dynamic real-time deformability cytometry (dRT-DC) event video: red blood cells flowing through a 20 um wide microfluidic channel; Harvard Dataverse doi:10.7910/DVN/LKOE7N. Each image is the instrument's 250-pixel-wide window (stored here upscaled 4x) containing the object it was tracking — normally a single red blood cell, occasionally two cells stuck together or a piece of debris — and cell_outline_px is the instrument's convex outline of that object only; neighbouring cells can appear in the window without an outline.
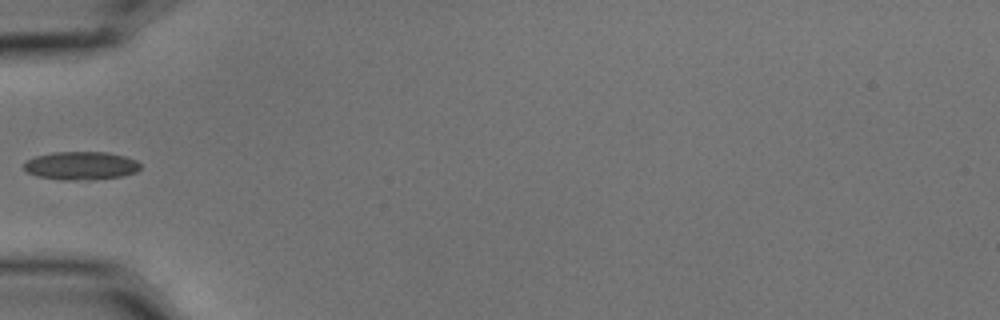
{"species": "common noctule bat (a hibernating species)", "species_latin": "Nyctalus noctula", "temperature_condition": "cold", "stored_images_in_passage": 33, "camera_frame_rate_fps": 3000, "um_per_image_px": 0.085, "animal": {"sex": "male", "body_mass_g": 15.6}, "frame": {"image": 1, "passage_image": 1, "time_ms": 0.0, "image_size_px": [1000, 320], "cell_outline_px": [[140, 168], [136, 172], [124, 176], [92, 180], [60, 180], [36, 176], [28, 172], [24, 168], [24, 160], [36, 156], [52, 152], [108, 152], [124, 156], [136, 160], [140, 164]], "centroid_in_image_um": [6.87, 14.09], "position_along_channel_um": 78.1, "area_um2": 19.42}}
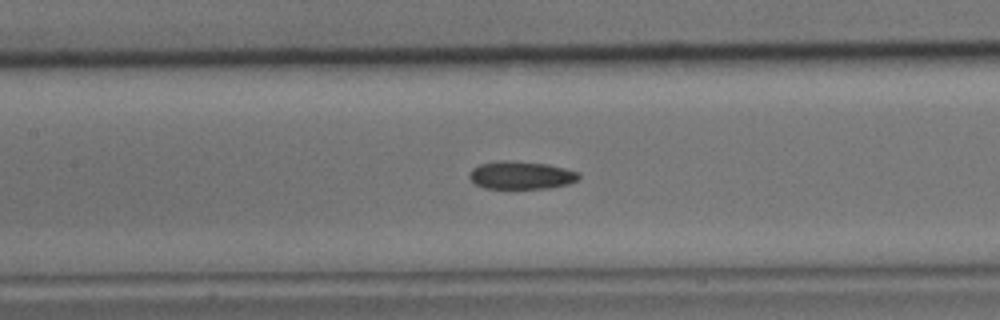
{"frame": {"image": 2, "passage_image": 8, "time_ms": 2.333, "image_size_px": [1000, 320], "cell_outline_px": [[580, 180], [568, 184], [548, 188], [484, 188], [476, 184], [468, 176], [472, 168], [480, 164], [496, 160], [512, 160], [548, 164], [580, 172]], "centroid_in_image_um": [44.31, 14.88], "position_along_channel_um": 163.1, "area_um2": 17.98}}
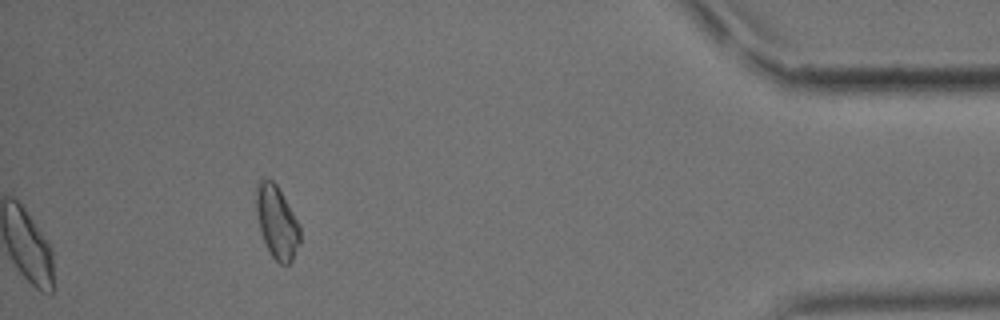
{"frame": {"image": 3, "passage_image": 33, "time_ms": 10.667, "image_size_px": [1000, 320], "cell_outline_px": [[300, 244], [292, 260], [288, 264], [280, 264], [272, 256], [260, 232], [256, 208], [256, 184], [264, 176], [272, 180], [276, 184], [300, 224]], "centroid_in_image_um": [23.53, 18.85], "position_along_channel_um": 411.7, "area_um2": 18.61}}